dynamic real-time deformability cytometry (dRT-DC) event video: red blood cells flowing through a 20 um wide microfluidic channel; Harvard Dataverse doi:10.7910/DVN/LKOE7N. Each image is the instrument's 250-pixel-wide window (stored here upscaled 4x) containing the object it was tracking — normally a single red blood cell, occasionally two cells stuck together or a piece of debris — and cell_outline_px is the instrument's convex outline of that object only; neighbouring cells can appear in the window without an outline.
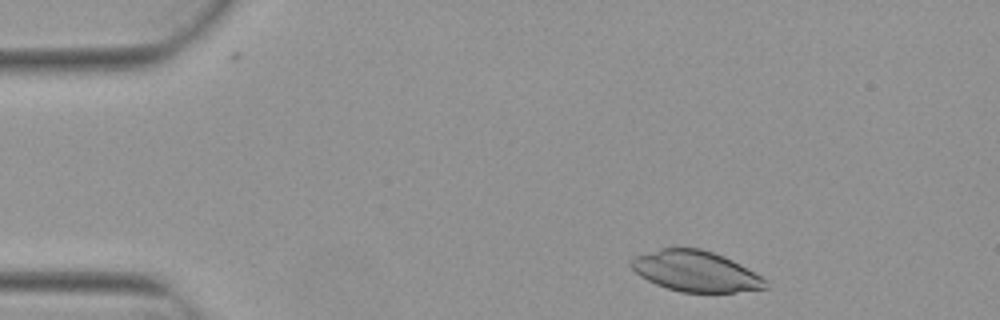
{"species": "Egyptian fruit bat (a non-hibernating species)", "species_latin": "Rousettus aegyptiacus", "temperature_condition": "warm", "stored_images_in_passage": 4, "camera_frame_rate_fps": 3000, "um_per_image_px": 0.085, "animal": {"sex": "female"}, "frame": {"image": 1, "passage_image": 4, "time_ms": 1.0, "image_size_px": [1000, 320], "cell_outline_px": [[768, 288], [736, 292], [680, 292], [656, 284], [640, 276], [628, 264], [628, 260], [632, 256], [660, 248], [700, 248], [724, 256], [740, 264], [768, 280]], "centroid_in_image_um": [59.1, 23.05], "position_along_channel_um": 25.9, "area_um2": 32.02}}